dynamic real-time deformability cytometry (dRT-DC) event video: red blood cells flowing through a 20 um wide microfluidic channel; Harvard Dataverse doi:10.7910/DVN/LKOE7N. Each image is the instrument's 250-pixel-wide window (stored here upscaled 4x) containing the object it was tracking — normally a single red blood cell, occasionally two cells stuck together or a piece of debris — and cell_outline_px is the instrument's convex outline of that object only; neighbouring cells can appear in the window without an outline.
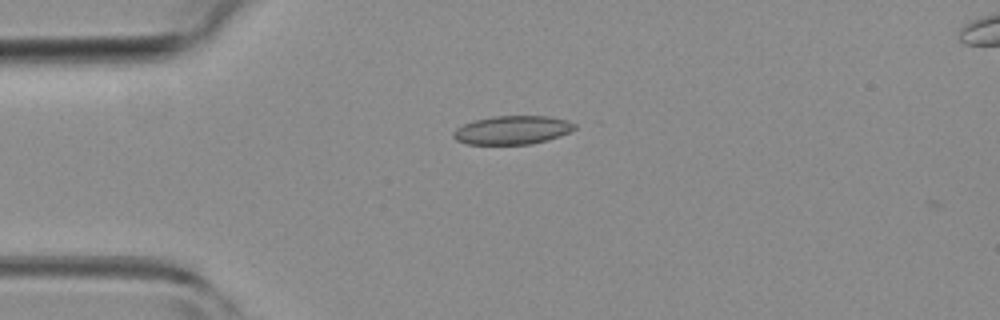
{"species": "common noctule bat (a hibernating species)", "species_latin": "Nyctalus noctula", "temperature_condition": "room temperature", "stored_images_in_passage": 3, "camera_frame_rate_fps": 3000, "um_per_image_px": 0.085, "animal": {"sex": "female", "body_mass_g": 19.3, "forearm_length_mm": 54.1}, "frame": {"image": 1, "passage_image": 1, "time_ms": 0.0, "image_size_px": [1000, 320], "cell_outline_px": [[576, 128], [560, 136], [548, 140], [532, 144], [468, 144], [456, 140], [452, 136], [452, 132], [456, 128], [464, 124], [476, 120], [492, 116], [548, 116], [568, 120], [576, 124]], "centroid_in_image_um": [43.56, 11.05], "position_along_channel_um": 41.4, "area_um2": 20.23}}